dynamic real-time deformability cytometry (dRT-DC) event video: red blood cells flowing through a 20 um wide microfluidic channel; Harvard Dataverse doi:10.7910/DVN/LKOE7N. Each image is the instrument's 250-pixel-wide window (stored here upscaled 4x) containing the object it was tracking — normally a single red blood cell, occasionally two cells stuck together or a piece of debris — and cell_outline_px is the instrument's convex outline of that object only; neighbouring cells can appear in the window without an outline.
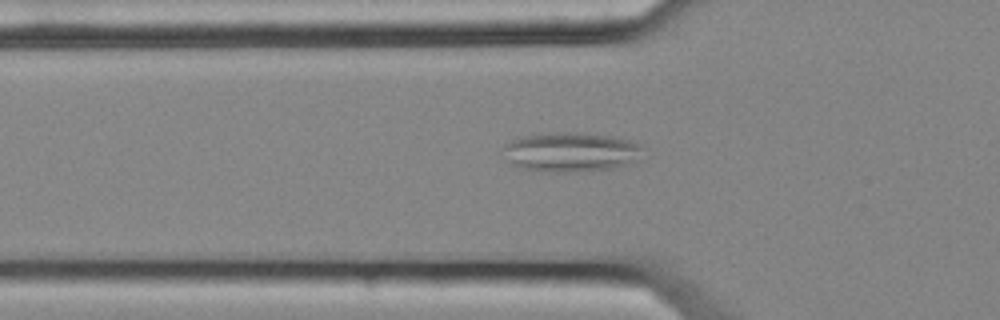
{"species": "common noctule bat (a hibernating species)", "species_latin": "Nyctalus noctula", "temperature_condition": "cold", "stored_images_in_passage": 28, "camera_frame_rate_fps": 3000, "um_per_image_px": 0.085, "animal": {"sex": "female", "body_mass_g": 25.1}, "frame": {"image": 1, "passage_image": 16, "time_ms": 5.0, "image_size_px": [1000, 320], "cell_outline_px": [[644, 148], [628, 164], [612, 168], [572, 172], [544, 172], [516, 168], [508, 160], [504, 148], [504, 144], [516, 136], [540, 132], [572, 132], [612, 136], [628, 140], [640, 144]], "centroid_in_image_um": [48.41, 12.9], "position_along_channel_um": 77.4, "area_um2": 32.37}}